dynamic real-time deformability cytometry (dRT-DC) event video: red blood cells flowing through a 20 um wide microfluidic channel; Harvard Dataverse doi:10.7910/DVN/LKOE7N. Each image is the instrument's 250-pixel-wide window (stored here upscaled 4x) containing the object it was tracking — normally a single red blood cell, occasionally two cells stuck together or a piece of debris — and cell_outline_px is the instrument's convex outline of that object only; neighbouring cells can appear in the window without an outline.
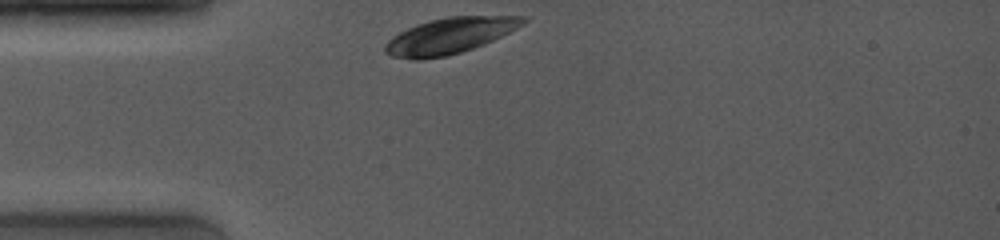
{"species": "common noctule bat (a hibernating species)", "species_latin": "Nyctalus noctula", "temperature_condition": "room temperature", "stored_images_in_passage": 12, "camera_frame_rate_fps": 4000, "um_per_image_px": 0.085, "animal": {"sex": "female", "body_mass_g": 19.0, "forearm_length_mm": 53.3}, "frame": {"image": 1, "passage_image": 1, "time_ms": 0.0, "image_size_px": [1000, 240], "cell_outline_px": [[528, 20], [524, 24], [484, 44], [460, 52], [444, 56], [420, 60], [412, 60], [392, 56], [384, 52], [384, 44], [392, 36], [416, 24], [448, 16], [528, 16]], "centroid_in_image_um": [38.19, 3.04], "position_along_channel_um": 46.8, "area_um2": 28.67}}
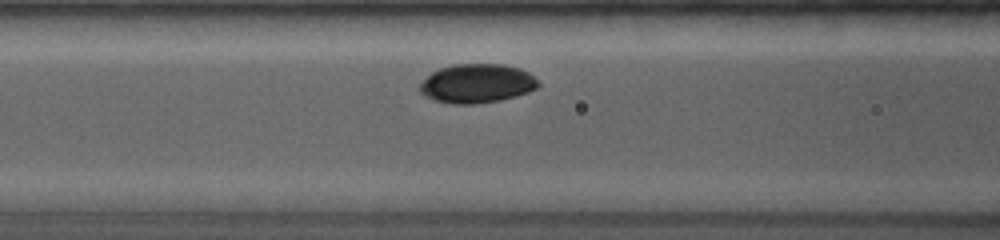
{"frame": {"image": 2, "passage_image": 7, "time_ms": 2.5, "image_size_px": [1000, 240], "cell_outline_px": [[540, 84], [536, 88], [528, 92], [516, 96], [500, 100], [476, 104], [452, 104], [436, 100], [424, 96], [420, 92], [420, 84], [432, 72], [440, 68], [452, 64], [504, 64], [520, 68], [528, 72]], "centroid_in_image_um": [40.54, 7.09], "position_along_channel_um": 126.1, "area_um2": 26.88}}